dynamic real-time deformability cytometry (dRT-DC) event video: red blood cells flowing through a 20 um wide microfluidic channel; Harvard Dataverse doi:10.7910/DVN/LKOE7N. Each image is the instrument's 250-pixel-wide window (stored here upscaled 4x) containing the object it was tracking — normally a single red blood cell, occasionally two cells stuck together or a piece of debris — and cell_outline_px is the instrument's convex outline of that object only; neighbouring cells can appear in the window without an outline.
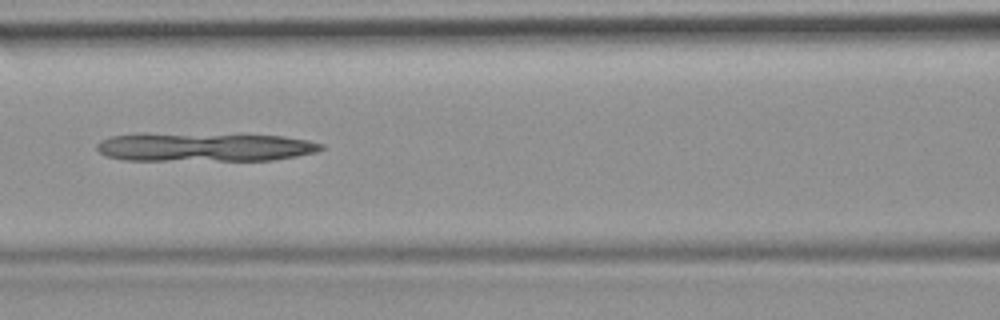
{"species": "common noctule bat (a hibernating species)", "species_latin": "Nyctalus noctula", "temperature_condition": "room temperature", "stored_images_in_passage": 9, "camera_frame_rate_fps": 3000, "um_per_image_px": 0.085, "animal": {"sex": "female", "body_mass_g": 19.9}, "frame": {"image": 1, "passage_image": 6, "time_ms": 6.0, "image_size_px": [1000, 320], "cell_outline_px": [[324, 148], [316, 152], [296, 156], [272, 160], [124, 160], [108, 156], [100, 152], [96, 148], [96, 144], [100, 140], [112, 136], [136, 132], [144, 132], [284, 136], [308, 140], [324, 144]], "centroid_in_image_um": [17.33, 12.48], "position_along_channel_um": 149.3, "area_um2": 38.09}}
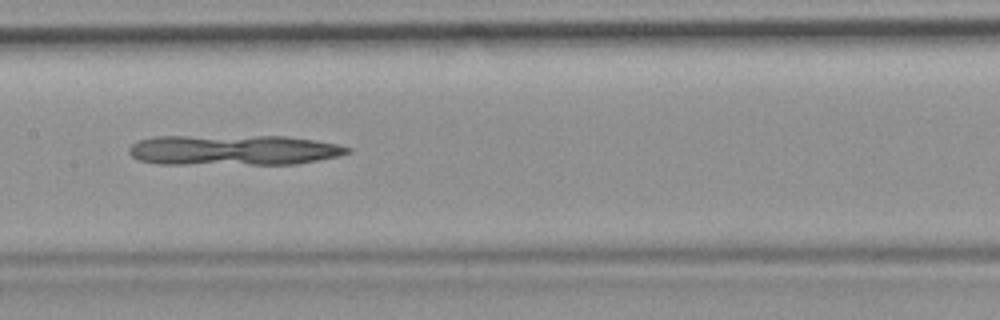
{"frame": {"image": 2, "passage_image": 7, "time_ms": 7.0, "image_size_px": [1000, 320], "cell_outline_px": [[352, 152], [336, 156], [296, 164], [156, 164], [140, 160], [132, 156], [128, 152], [128, 148], [132, 144], [140, 140], [152, 136], [284, 136], [340, 144], [352, 148]], "centroid_in_image_um": [19.82, 12.75], "position_along_channel_um": 187.6, "area_um2": 38.84}}